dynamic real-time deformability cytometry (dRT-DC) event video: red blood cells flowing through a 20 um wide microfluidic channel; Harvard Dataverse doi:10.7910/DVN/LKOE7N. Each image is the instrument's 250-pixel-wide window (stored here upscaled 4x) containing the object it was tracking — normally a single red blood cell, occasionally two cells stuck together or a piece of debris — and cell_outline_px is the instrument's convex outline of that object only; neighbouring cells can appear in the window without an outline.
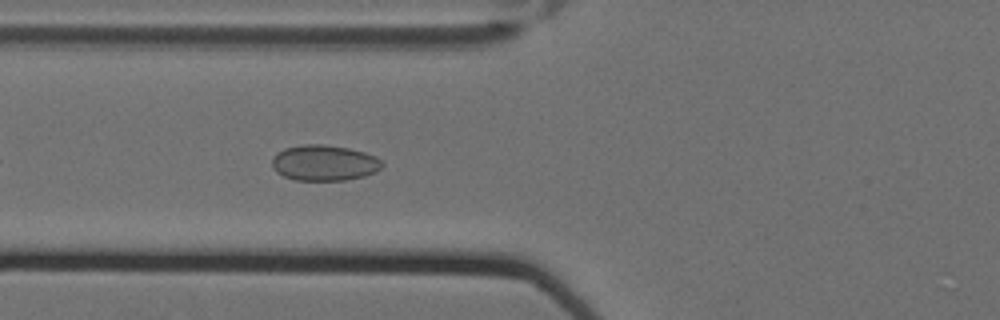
{"species": "Egyptian fruit bat (a non-hibernating species)", "species_latin": "Rousettus aegyptiacus", "temperature_condition": "cold", "stored_images_in_passage": 39, "camera_frame_rate_fps": 3000, "um_per_image_px": 0.085, "animal": {"sex": "female"}, "frame": {"image": 1, "passage_image": 8, "time_ms": 2.333, "image_size_px": [1000, 320], "cell_outline_px": [[384, 164], [376, 172], [364, 176], [344, 180], [296, 180], [284, 176], [276, 172], [272, 168], [272, 156], [276, 152], [284, 148], [304, 144], [324, 144], [348, 148], [364, 152], [376, 156]], "centroid_in_image_um": [27.53, 13.83], "position_along_channel_um": 98.3, "area_um2": 23.06}}
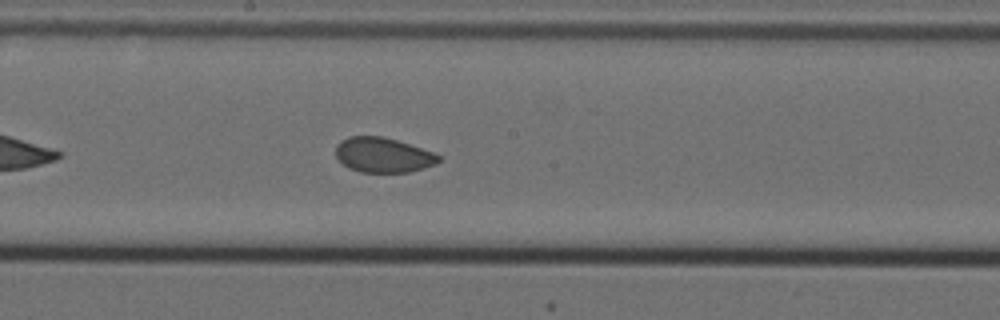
{"frame": {"image": 2, "passage_image": 18, "time_ms": 5.667, "image_size_px": [1000, 320], "cell_outline_px": [[440, 160], [436, 164], [424, 168], [408, 172], [360, 172], [348, 168], [336, 156], [336, 144], [340, 140], [348, 136], [384, 136], [432, 152], [440, 156]], "centroid_in_image_um": [32.53, 13.17], "position_along_channel_um": 215.7, "area_um2": 20.87}}
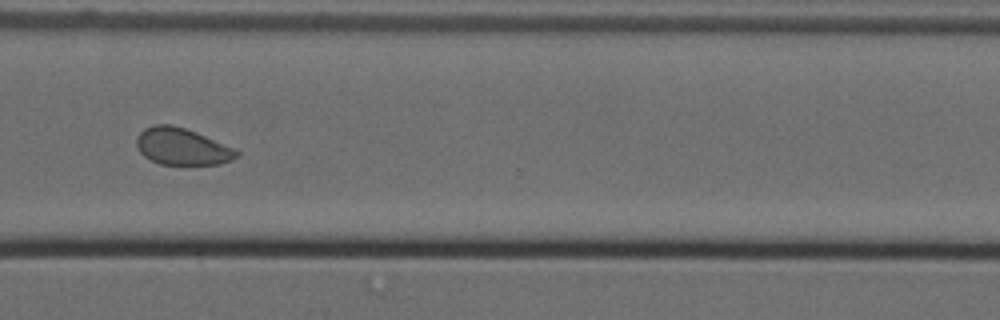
{"frame": {"image": 3, "passage_image": 30, "time_ms": 9.667, "image_size_px": [1000, 320], "cell_outline_px": [[240, 152], [232, 160], [220, 164], [160, 164], [144, 156], [140, 152], [136, 144], [136, 136], [144, 128], [156, 124], [172, 124], [196, 132], [232, 148]], "centroid_in_image_um": [15.42, 12.45], "position_along_channel_um": 355.2, "area_um2": 21.21}, "authors_computed_cell_mechanics": {"area_um2": 21.6172, "velocity_mm_per_s": 3.4918, "shape_relaxation_time_tau1_ms": null, "shape_relaxation_time_tau2_ms": 1.4023, "deformation_change_tau1": null, "deformation_change_tau2": 0.0527}}